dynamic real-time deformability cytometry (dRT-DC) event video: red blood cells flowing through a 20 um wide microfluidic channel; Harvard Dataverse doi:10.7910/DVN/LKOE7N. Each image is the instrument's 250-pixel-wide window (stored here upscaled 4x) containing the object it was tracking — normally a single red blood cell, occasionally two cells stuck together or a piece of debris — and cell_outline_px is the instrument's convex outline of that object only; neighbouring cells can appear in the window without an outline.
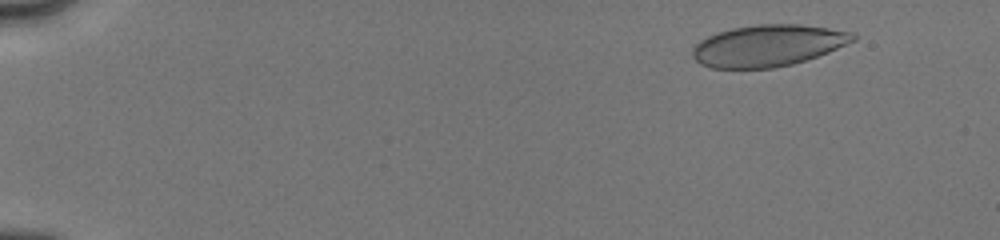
{"species": "human", "species_latin": "Homo sapiens", "temperature_condition": "cold", "stored_images_in_passage": 22, "camera_frame_rate_fps": 3000, "um_per_image_px": 0.085, "donor": {"sex": "male"}, "frame": {"image": 1, "passage_image": 5, "time_ms": 1.667, "image_size_px": [1000, 240], "cell_outline_px": [[856, 40], [828, 52], [792, 64], [772, 68], [712, 68], [700, 64], [692, 56], [692, 48], [700, 40], [716, 32], [732, 28], [756, 24], [800, 24], [828, 28], [852, 32], [856, 36]], "centroid_in_image_um": [65.25, 3.87], "position_along_channel_um": 19.8, "area_um2": 38.84}}
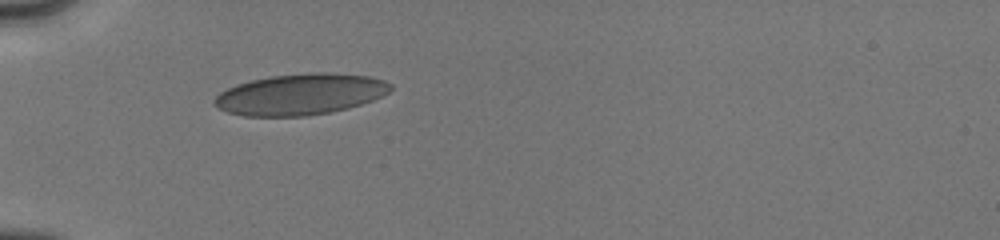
{"frame": {"image": 2, "passage_image": 21, "time_ms": 5.667, "image_size_px": [1000, 240], "cell_outline_px": [[392, 88], [388, 92], [372, 100], [348, 108], [328, 112], [304, 116], [244, 116], [228, 112], [216, 108], [212, 104], [212, 100], [220, 92], [236, 84], [252, 80], [272, 76], [308, 72], [328, 72], [368, 76], [384, 80], [392, 84]], "centroid_in_image_um": [25.49, 8.01], "position_along_channel_um": 59.5, "area_um2": 42.19}}